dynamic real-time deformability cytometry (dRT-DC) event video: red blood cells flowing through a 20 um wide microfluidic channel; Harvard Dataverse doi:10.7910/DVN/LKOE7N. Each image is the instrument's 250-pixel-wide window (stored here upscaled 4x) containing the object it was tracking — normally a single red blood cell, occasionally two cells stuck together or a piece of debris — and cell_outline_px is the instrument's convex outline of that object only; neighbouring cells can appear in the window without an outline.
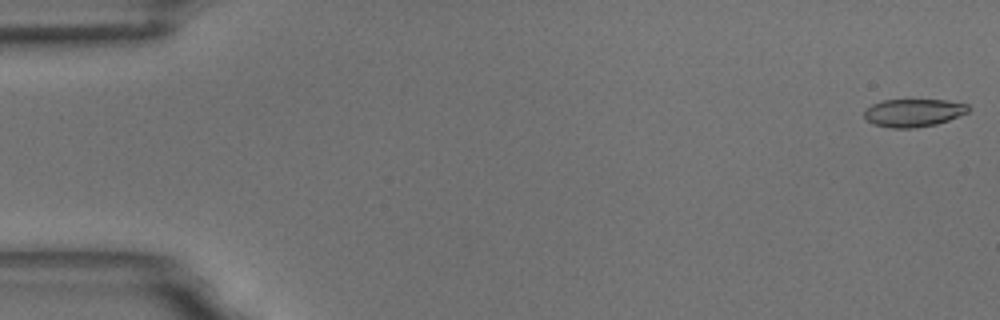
{"species": "common noctule bat (a hibernating species)", "species_latin": "Nyctalus noctula", "temperature_condition": "room temperature", "stored_images_in_passage": 59, "camera_frame_rate_fps": 3000, "um_per_image_px": 0.085, "animal": {"sex": "male", "body_mass_g": 18.8}, "frame": {"image": 1, "passage_image": 1, "time_ms": 0.0, "image_size_px": [1000, 320], "cell_outline_px": [[968, 112], [948, 120], [936, 124], [912, 128], [892, 128], [872, 124], [864, 116], [864, 112], [872, 104], [884, 100], [948, 100], [968, 104]], "centroid_in_image_um": [77.64, 9.58], "position_along_channel_um": 7.4, "area_um2": 16.76}}
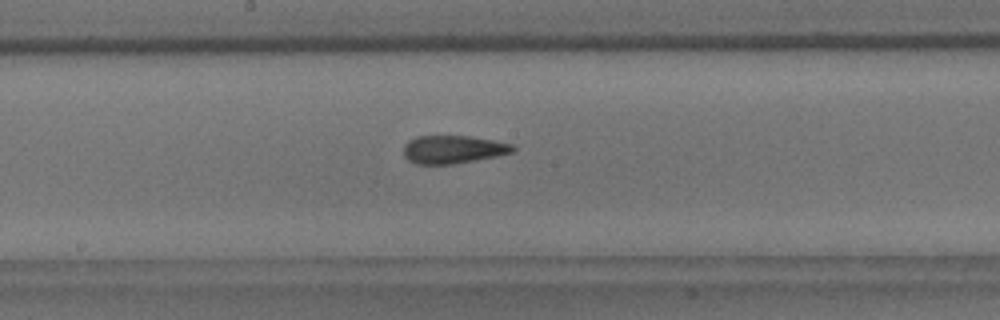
{"frame": {"image": 2, "passage_image": 31, "time_ms": 10.0, "image_size_px": [1000, 320], "cell_outline_px": [[516, 148], [512, 152], [496, 156], [452, 164], [416, 164], [408, 160], [404, 156], [404, 144], [408, 140], [416, 136], [468, 136], [492, 140], [512, 144]], "centroid_in_image_um": [38.47, 12.7], "position_along_channel_um": 209.7, "area_um2": 17.74}}
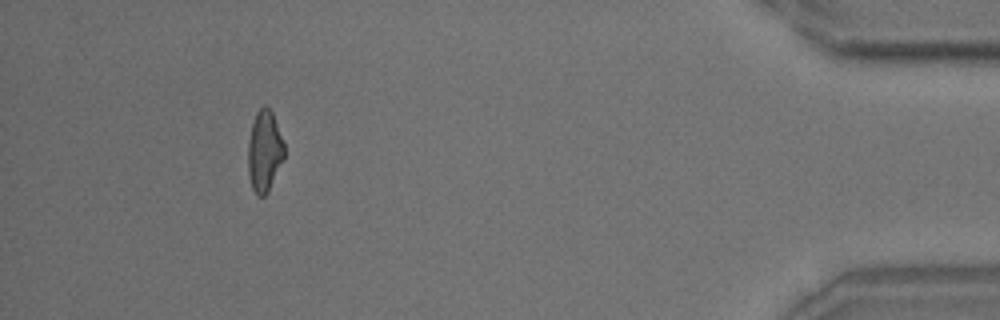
{"frame": {"image": 3, "passage_image": 54, "time_ms": 17.667, "image_size_px": [1000, 320], "cell_outline_px": [[284, 156], [268, 192], [264, 196], [256, 196], [252, 188], [248, 172], [248, 144], [252, 124], [256, 112], [264, 104], [272, 112], [284, 144]], "centroid_in_image_um": [22.46, 12.86], "position_along_channel_um": 412.7, "area_um2": 16.94}, "authors_computed_cell_mechanics": {"area_um2": 17.918, "velocity_mm_per_s": 3.4513, "shape_relaxation_time_tau1_ms": 5.7622, "shape_relaxation_time_tau2_ms": 1.6768, "deformation_change_tau1": 0.1552, "deformation_change_tau2": 0.0886}}